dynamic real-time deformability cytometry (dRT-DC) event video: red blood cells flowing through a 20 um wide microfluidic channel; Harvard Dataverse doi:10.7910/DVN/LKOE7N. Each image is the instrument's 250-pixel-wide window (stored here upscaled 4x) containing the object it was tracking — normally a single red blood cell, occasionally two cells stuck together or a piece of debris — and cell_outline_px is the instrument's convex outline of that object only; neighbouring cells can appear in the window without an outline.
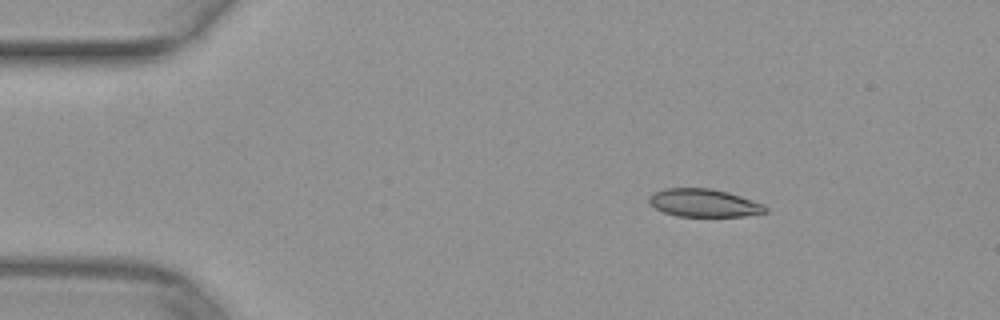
{"species": "common noctule bat (a hibernating species)", "species_latin": "Nyctalus noctula", "temperature_condition": "warm", "stored_images_in_passage": 43, "camera_frame_rate_fps": 3000, "um_per_image_px": 0.085, "animal": {"sex": "female", "body_mass_g": 29.2, "forearm_length_mm": 56.3}, "frame": {"image": 1, "passage_image": 1, "time_ms": 0.0, "image_size_px": [1000, 320], "cell_outline_px": [[768, 212], [744, 216], [676, 216], [664, 212], [648, 204], [648, 196], [664, 188], [712, 188], [728, 192], [764, 204], [768, 208]], "centroid_in_image_um": [59.83, 17.25], "position_along_channel_um": 25.2, "area_um2": 19.02}}
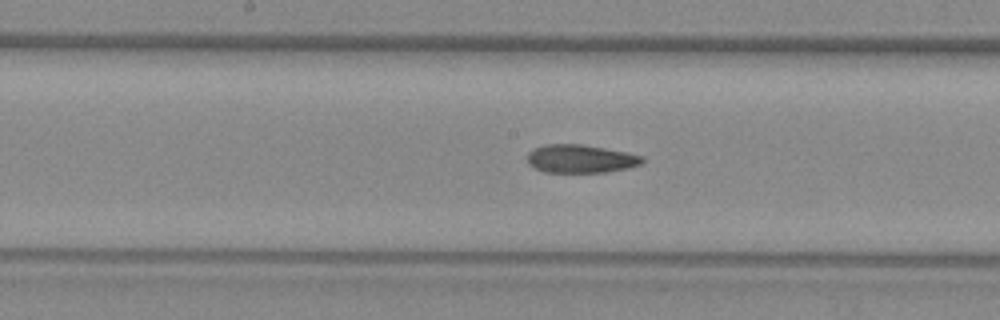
{"frame": {"image": 2, "passage_image": 19, "time_ms": 6.0, "image_size_px": [1000, 320], "cell_outline_px": [[644, 160], [640, 164], [628, 168], [604, 172], [544, 172], [528, 164], [528, 152], [532, 148], [548, 144], [580, 144], [604, 148], [644, 156]], "centroid_in_image_um": [49.33, 13.49], "position_along_channel_um": 198.9, "area_um2": 18.79}}
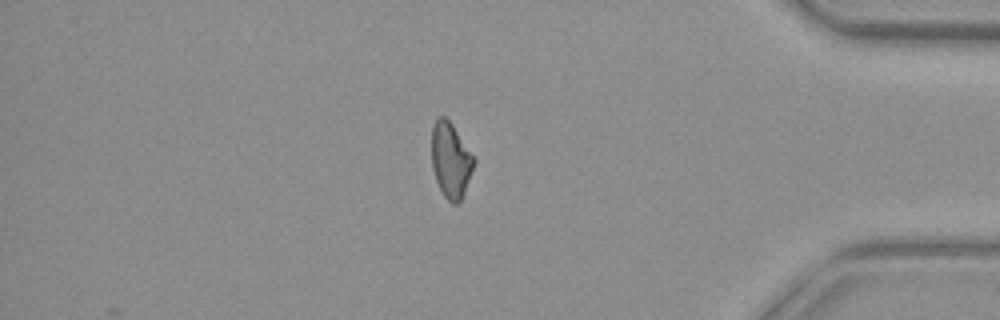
{"frame": {"image": 3, "passage_image": 36, "time_ms": 11.667, "image_size_px": [1000, 320], "cell_outline_px": [[476, 160], [464, 192], [460, 200], [456, 204], [452, 204], [444, 196], [436, 180], [432, 168], [432, 124], [440, 116], [444, 116], [452, 124]], "centroid_in_image_um": [38.3, 13.61], "position_along_channel_um": 396.9, "area_um2": 18.26}}